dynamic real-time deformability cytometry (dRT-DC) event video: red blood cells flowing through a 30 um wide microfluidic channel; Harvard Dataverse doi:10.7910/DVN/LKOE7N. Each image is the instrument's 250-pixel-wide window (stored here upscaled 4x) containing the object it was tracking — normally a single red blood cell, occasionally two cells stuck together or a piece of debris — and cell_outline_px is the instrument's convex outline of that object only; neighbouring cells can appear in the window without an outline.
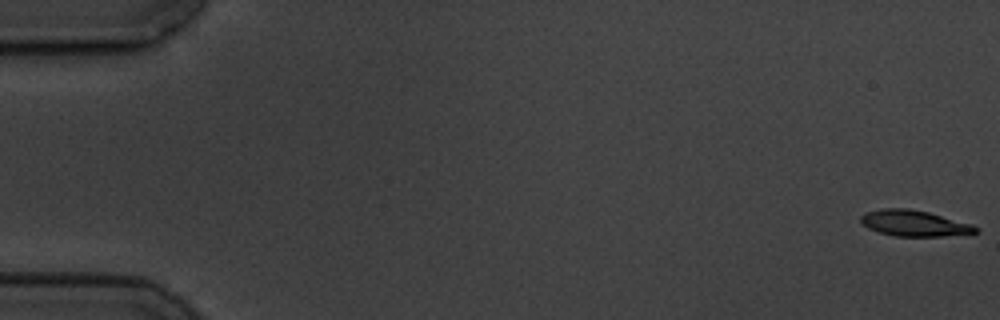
{"species": "common noctule bat (a hibernating species)", "species_latin": "Nyctalus noctula", "temperature_condition": "cold", "stored_images_in_passage": 6, "camera_frame_rate_fps": 3000, "um_per_image_px": 0.085, "animal": {"sex": "male", "body_mass_g": 19.5, "forearm_length_mm": 54.6}, "frame": {"image": 1, "passage_image": 1, "time_ms": 0.0, "image_size_px": [1000, 320], "cell_outline_px": [[980, 232], [944, 236], [896, 236], [880, 232], [868, 228], [860, 220], [860, 216], [864, 212], [880, 208], [908, 208], [928, 212], [972, 224], [980, 228]], "centroid_in_image_um": [77.71, 18.97], "position_along_channel_um": 7.3, "area_um2": 17.4}}
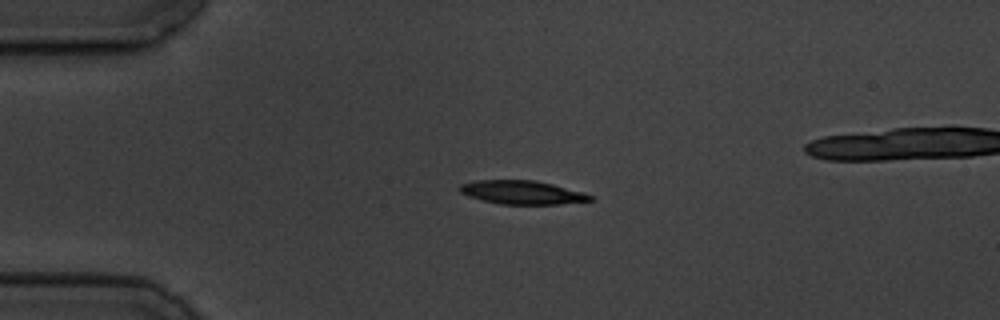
{"frame": {"image": 2, "passage_image": 4, "time_ms": 4.333, "image_size_px": [1000, 320], "cell_outline_px": [[596, 200], [560, 204], [500, 204], [468, 196], [460, 192], [460, 184], [476, 180], [536, 180], [584, 192], [592, 196]], "centroid_in_image_um": [44.41, 16.35], "position_along_channel_um": 40.6, "area_um2": 17.92}}
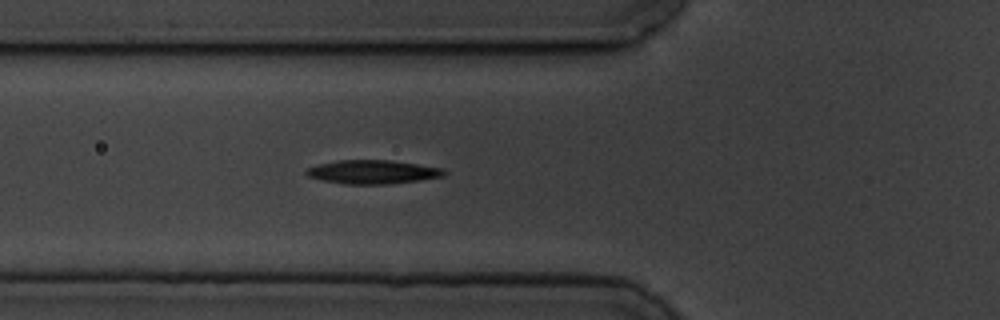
{"frame": {"image": 3, "passage_image": 6, "time_ms": 6.667, "image_size_px": [1000, 320], "cell_outline_px": [[448, 172], [444, 176], [420, 180], [388, 184], [344, 184], [324, 180], [308, 176], [304, 172], [308, 168], [320, 164], [340, 160], [388, 160], [444, 168]], "centroid_in_image_um": [31.72, 14.62], "position_along_channel_um": 94.1, "area_um2": 18.9}}